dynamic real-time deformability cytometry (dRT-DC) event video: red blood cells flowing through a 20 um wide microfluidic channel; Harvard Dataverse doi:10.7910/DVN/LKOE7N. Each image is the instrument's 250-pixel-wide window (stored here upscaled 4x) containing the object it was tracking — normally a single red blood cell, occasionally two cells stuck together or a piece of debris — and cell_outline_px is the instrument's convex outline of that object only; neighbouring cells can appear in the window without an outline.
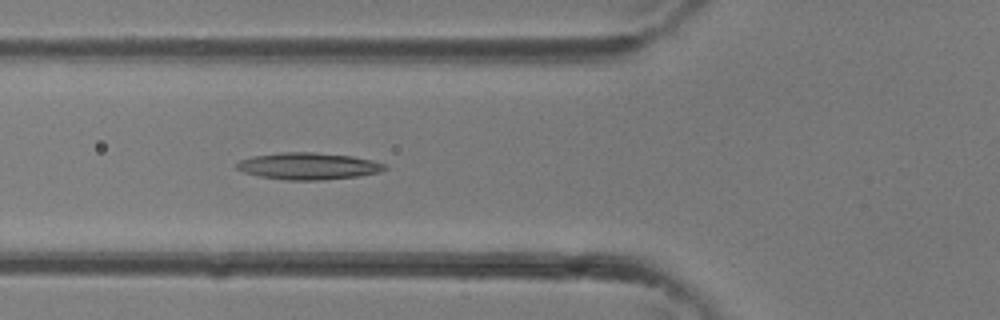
{"species": "common noctule bat (a hibernating species)", "species_latin": "Nyctalus noctula", "temperature_condition": "room temperature", "stored_images_in_passage": 13, "camera_frame_rate_fps": 3000, "um_per_image_px": 0.085, "animal": {"sex": "female"}, "frame": {"image": 1, "passage_image": 13, "time_ms": 4.0, "image_size_px": [1000, 320], "cell_outline_px": [[388, 168], [380, 172], [360, 176], [320, 180], [288, 180], [260, 176], [244, 172], [236, 168], [236, 164], [240, 160], [252, 156], [280, 152], [312, 152], [352, 156], [372, 160], [388, 164]], "centroid_in_image_um": [26.25, 14.11], "position_along_channel_um": 99.6, "area_um2": 23.24}}